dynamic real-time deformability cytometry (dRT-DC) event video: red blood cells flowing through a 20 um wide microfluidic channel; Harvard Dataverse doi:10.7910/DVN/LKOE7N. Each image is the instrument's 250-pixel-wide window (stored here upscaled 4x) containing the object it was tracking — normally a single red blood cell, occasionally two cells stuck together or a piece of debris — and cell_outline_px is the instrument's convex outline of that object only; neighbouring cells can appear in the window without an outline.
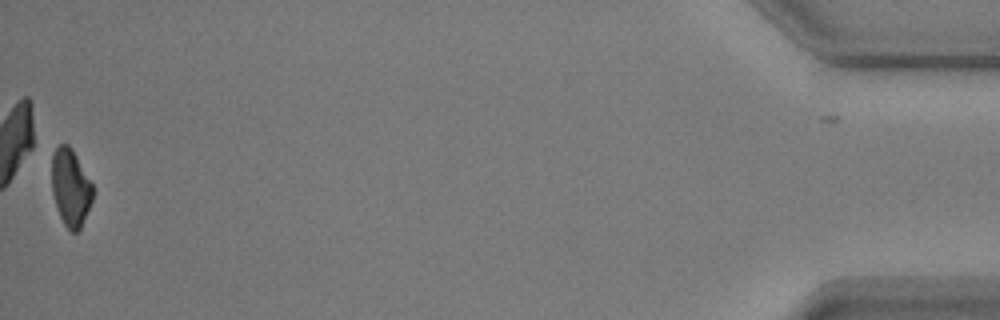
{"species": "common noctule bat (a hibernating species)", "species_latin": "Nyctalus noctula", "temperature_condition": "warm", "stored_images_in_passage": 53, "camera_frame_rate_fps": 3000, "um_per_image_px": 0.085, "animal": {"sex": "male", "body_mass_g": 17.9, "forearm_length_mm": 54.2}, "frame": {"image": 1, "passage_image": 53, "time_ms": 17.333, "image_size_px": [1000, 320], "cell_outline_px": [[92, 200], [80, 228], [76, 232], [72, 232], [64, 224], [60, 216], [52, 192], [52, 156], [56, 148], [60, 144], [68, 144], [72, 148], [92, 184]], "centroid_in_image_um": [5.99, 15.92], "position_along_channel_um": 429.2, "area_um2": 18.09}, "authors_computed_cell_mechanics": {"area_um2": 20.8658, "velocity_mm_per_s": 3.6334, "shape_relaxation_time_tau1_ms": 2.797, "shape_relaxation_time_tau2_ms": null, "deformation_change_tau1": 0.1161, "deformation_change_tau2": null}}